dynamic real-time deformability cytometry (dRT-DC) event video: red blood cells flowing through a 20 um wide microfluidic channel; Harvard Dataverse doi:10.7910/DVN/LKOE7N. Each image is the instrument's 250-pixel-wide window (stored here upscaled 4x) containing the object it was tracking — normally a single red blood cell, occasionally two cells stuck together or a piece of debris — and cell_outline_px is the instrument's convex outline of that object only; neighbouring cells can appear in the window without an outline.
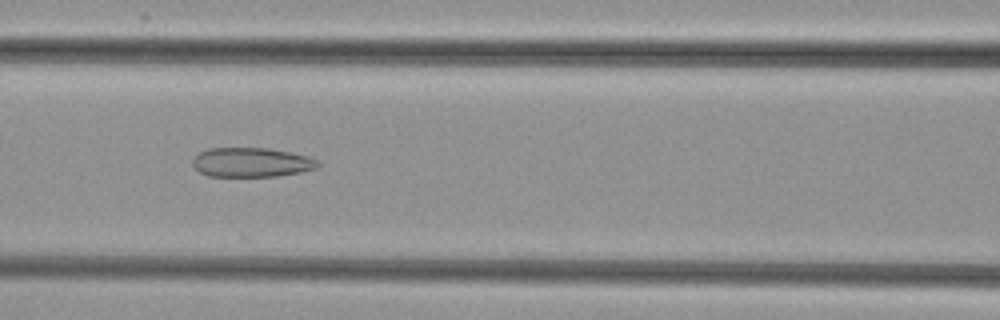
{"species": "common noctule bat (a hibernating species)", "species_latin": "Nyctalus noctula", "temperature_condition": "cold", "stored_images_in_passage": 34, "camera_frame_rate_fps": 3000, "um_per_image_px": 0.085, "animal": {"sex": "female", "body_mass_g": 29.2, "forearm_length_mm": 56.3}, "frame": {"image": 1, "passage_image": 14, "time_ms": 4.333, "image_size_px": [1000, 320], "cell_outline_px": [[320, 164], [316, 168], [300, 172], [276, 176], [208, 176], [200, 172], [192, 164], [192, 156], [208, 148], [268, 148], [292, 152], [308, 156], [320, 160]], "centroid_in_image_um": [21.38, 13.79], "position_along_channel_um": 145.2, "area_um2": 21.62}}
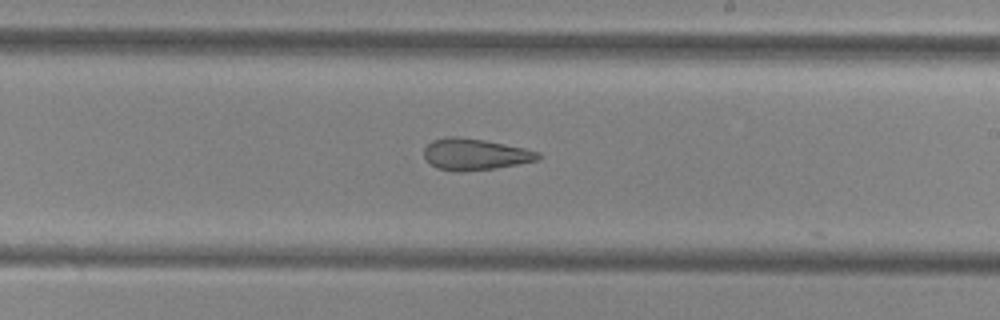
{"frame": {"image": 2, "passage_image": 22, "time_ms": 7.0, "image_size_px": [1000, 320], "cell_outline_px": [[540, 160], [520, 164], [496, 168], [464, 172], [452, 172], [436, 168], [424, 156], [424, 148], [432, 140], [448, 136], [456, 136], [484, 140], [524, 148], [540, 152]], "centroid_in_image_um": [40.38, 13.13], "position_along_channel_um": 248.6, "area_um2": 21.1}}
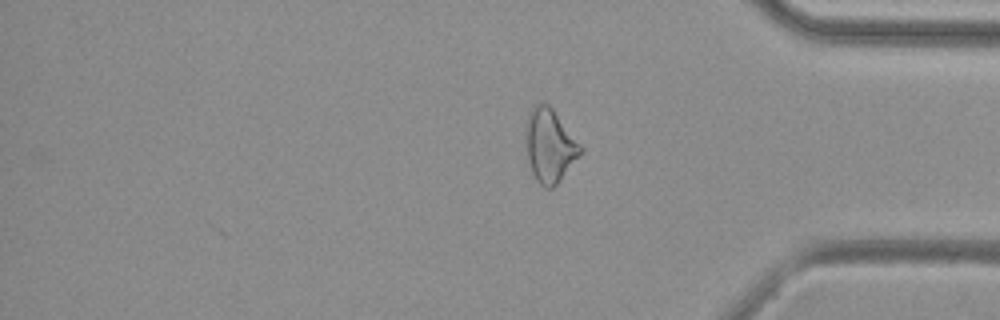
{"frame": {"image": 3, "passage_image": 34, "time_ms": 11.0, "image_size_px": [1000, 320], "cell_outline_px": [[584, 152], [556, 184], [552, 188], [544, 188], [536, 180], [532, 172], [528, 160], [524, 128], [528, 112], [536, 104], [548, 104], [552, 108], [584, 148]], "centroid_in_image_um": [46.72, 12.37], "position_along_channel_um": 388.5, "area_um2": 23.52}}